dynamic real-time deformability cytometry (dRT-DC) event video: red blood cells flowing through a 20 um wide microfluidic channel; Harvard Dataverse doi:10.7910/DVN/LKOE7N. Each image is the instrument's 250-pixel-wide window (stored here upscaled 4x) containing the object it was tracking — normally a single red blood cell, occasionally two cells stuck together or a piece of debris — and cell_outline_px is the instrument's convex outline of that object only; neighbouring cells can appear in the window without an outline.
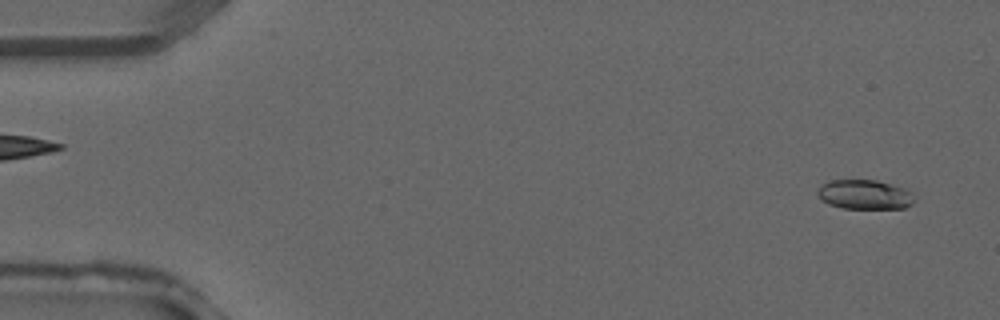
{"species": "common noctule bat (a hibernating species)", "species_latin": "Nyctalus noctula", "temperature_condition": "warm", "stored_images_in_passage": 3, "segment_of_instrument_passage": [2, 2], "camera_frame_rate_fps": 3000, "um_per_image_px": 0.085, "animal": {"sex": "male", "forearm_length_mm": 52.5}, "frame": {"image": 1, "passage_image": 3, "time_ms": 0.667, "image_size_px": [1000, 320], "cell_outline_px": [[916, 200], [912, 204], [904, 208], [844, 208], [828, 204], [820, 200], [816, 196], [816, 192], [820, 184], [832, 180], [876, 180], [904, 188]], "centroid_in_image_um": [73.42, 16.54], "position_along_channel_um": 11.6, "area_um2": 16.65}}